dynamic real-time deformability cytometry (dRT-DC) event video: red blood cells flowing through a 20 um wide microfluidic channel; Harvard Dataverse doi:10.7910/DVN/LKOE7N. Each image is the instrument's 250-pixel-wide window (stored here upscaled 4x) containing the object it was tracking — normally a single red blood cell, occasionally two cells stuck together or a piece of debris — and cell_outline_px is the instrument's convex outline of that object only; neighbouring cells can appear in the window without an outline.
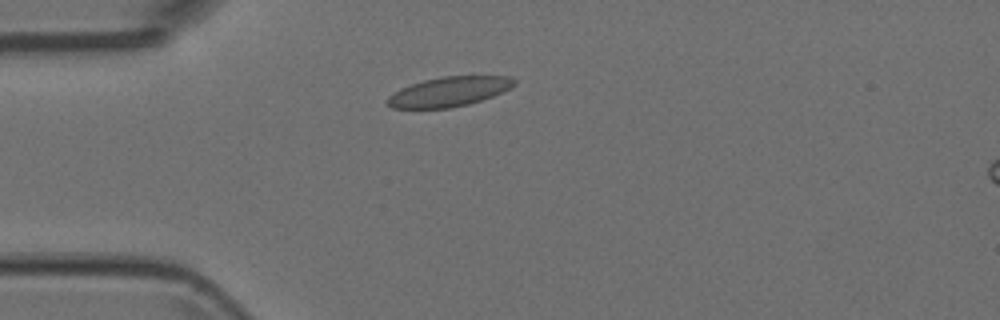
{"species": "Egyptian fruit bat (a non-hibernating species)", "species_latin": "Rousettus aegyptiacus", "temperature_condition": "room temperature", "stored_images_in_passage": 4, "segment_of_instrument_passage": [1, 2], "camera_frame_rate_fps": 3000, "um_per_image_px": 0.085, "animal": {"sex": "female"}, "frame": {"image": 1, "passage_image": 3, "time_ms": 0.667, "image_size_px": [1000, 320], "cell_outline_px": [[516, 84], [492, 96], [468, 104], [448, 108], [392, 108], [384, 104], [384, 100], [388, 96], [400, 88], [424, 80], [440, 76], [512, 76], [516, 80]], "centroid_in_image_um": [38.1, 7.79], "position_along_channel_um": 46.9, "area_um2": 21.91}}